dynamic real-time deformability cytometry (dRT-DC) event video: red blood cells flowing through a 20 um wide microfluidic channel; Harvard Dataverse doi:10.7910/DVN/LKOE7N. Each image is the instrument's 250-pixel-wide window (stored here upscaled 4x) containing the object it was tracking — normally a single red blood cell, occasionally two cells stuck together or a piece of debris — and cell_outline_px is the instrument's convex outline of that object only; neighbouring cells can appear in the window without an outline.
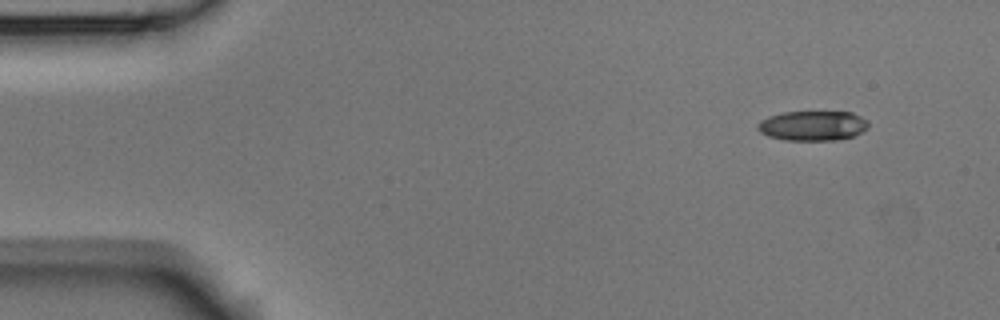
{"species": "Egyptian fruit bat (a non-hibernating species)", "species_latin": "Rousettus aegyptiacus", "temperature_condition": "room temperature", "stored_images_in_passage": 5, "camera_frame_rate_fps": 3000, "um_per_image_px": 0.085, "animal": {"sex": "male"}, "frame": {"image": 1, "passage_image": 1, "time_ms": 0.0, "image_size_px": [1000, 320], "cell_outline_px": [[868, 128], [852, 136], [836, 140], [784, 140], [768, 136], [760, 132], [756, 128], [756, 124], [760, 120], [768, 116], [784, 112], [852, 112], [868, 120]], "centroid_in_image_um": [69.05, 10.68], "position_along_channel_um": 16.0, "area_um2": 19.31}}
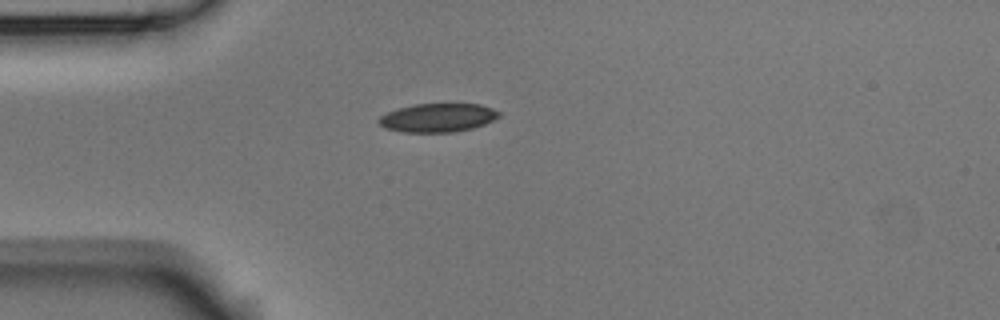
{"frame": {"image": 2, "passage_image": 5, "time_ms": 1.333, "image_size_px": [1000, 320], "cell_outline_px": [[500, 116], [484, 124], [472, 128], [452, 132], [400, 132], [384, 128], [376, 120], [380, 116], [396, 108], [412, 104], [480, 104], [492, 108], [500, 112]], "centroid_in_image_um": [37.16, 10.0], "position_along_channel_um": 47.8, "area_um2": 20.11}}